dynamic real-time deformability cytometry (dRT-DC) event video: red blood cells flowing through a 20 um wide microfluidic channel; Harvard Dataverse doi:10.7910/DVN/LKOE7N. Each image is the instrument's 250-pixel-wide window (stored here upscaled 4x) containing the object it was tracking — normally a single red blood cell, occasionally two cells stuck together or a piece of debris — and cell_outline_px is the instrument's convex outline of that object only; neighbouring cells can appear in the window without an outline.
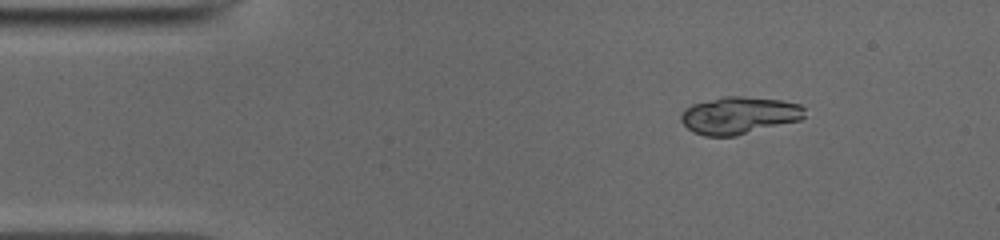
{"species": "common noctule bat (a hibernating species)", "species_latin": "Nyctalus noctula", "temperature_condition": "cold", "stored_images_in_passage": 44, "camera_frame_rate_fps": 3000, "um_per_image_px": 0.085, "animal": {"sex": "male", "body_mass_g": 19.0, "forearm_length_mm": 50.8}, "frame": {"image": 1, "passage_image": 1, "time_ms": 0.0, "image_size_px": [1000, 240], "cell_outline_px": [[804, 116], [800, 120], [736, 136], [704, 136], [692, 132], [680, 120], [680, 116], [684, 108], [692, 104], [724, 96], [740, 96], [780, 100], [800, 104], [804, 108]], "centroid_in_image_um": [62.79, 9.81], "position_along_channel_um": 22.2, "area_um2": 26.88}, "authors_computed_cell_mechanics": {"area_um2": 14.2477, "velocity_mm_per_s": 3.9695, "shape_relaxation_time_tau1_ms": 5.3738, "shape_relaxation_time_tau2_ms": null, "deformation_change_tau1": 0.2014, "deformation_change_tau2": null}}